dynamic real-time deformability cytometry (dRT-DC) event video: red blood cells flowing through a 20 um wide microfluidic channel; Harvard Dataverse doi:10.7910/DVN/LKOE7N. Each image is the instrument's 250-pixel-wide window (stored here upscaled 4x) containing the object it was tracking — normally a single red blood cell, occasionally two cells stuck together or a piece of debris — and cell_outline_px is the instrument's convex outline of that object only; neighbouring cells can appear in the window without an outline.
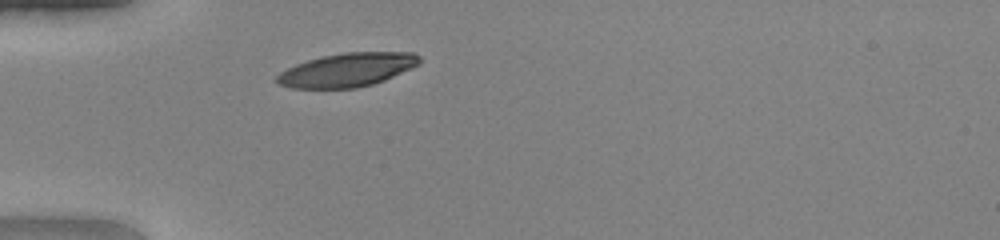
{"species": "human", "species_latin": "Homo sapiens", "temperature_condition": "warm", "stored_images_in_passage": 28, "camera_frame_rate_fps": 3000, "um_per_image_px": 0.085, "donor": {"sex": "female"}, "frame": {"image": 1, "passage_image": 1, "time_ms": 0.0, "image_size_px": [1000, 240], "cell_outline_px": [[420, 64], [412, 68], [384, 80], [372, 84], [356, 88], [292, 88], [280, 84], [272, 80], [280, 72], [296, 64], [320, 56], [344, 52], [412, 52], [420, 56]], "centroid_in_image_um": [29.5, 5.93], "position_along_channel_um": 55.5, "area_um2": 28.03}}
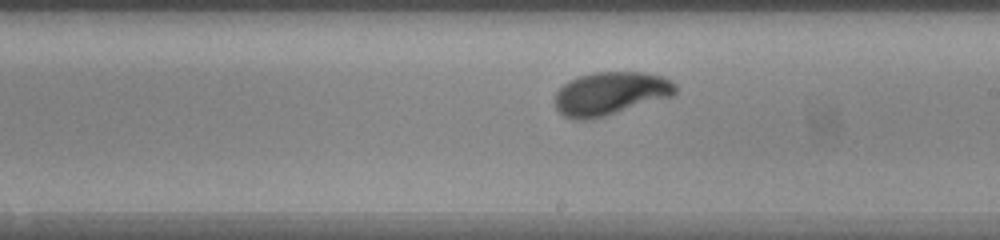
{"frame": {"image": 2, "passage_image": 15, "time_ms": 4.667, "image_size_px": [1000, 240], "cell_outline_px": [[676, 92], [672, 96], [604, 116], [588, 120], [572, 120], [564, 116], [556, 108], [556, 92], [568, 80], [592, 72], [648, 72], [672, 80], [676, 84]], "centroid_in_image_um": [51.88, 7.94], "position_along_channel_um": 237.1, "area_um2": 30.29}}
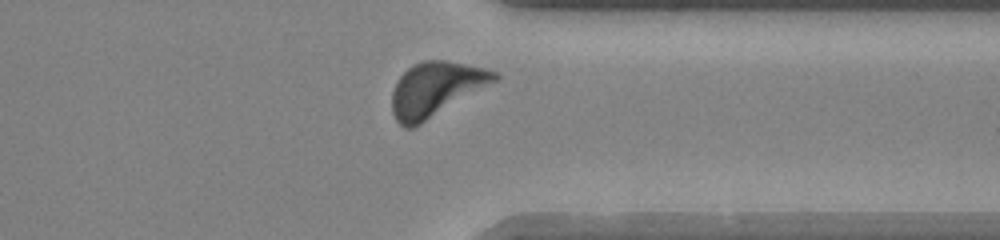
{"frame": {"image": 3, "passage_image": 25, "time_ms": 8.0, "image_size_px": [1000, 240], "cell_outline_px": [[500, 76], [496, 80], [420, 124], [412, 128], [404, 128], [396, 120], [392, 112], [392, 92], [396, 80], [412, 64], [424, 60], [444, 60], [484, 68], [500, 72]], "centroid_in_image_um": [37.0, 7.56], "position_along_channel_um": 374.4, "area_um2": 32.02}, "authors_computed_cell_mechanics": {"area_um2": 29.7959, "velocity_mm_per_s": 4.1415, "shape_relaxation_time_tau1_ms": 2.424, "shape_relaxation_time_tau2_ms": null, "deformation_change_tau1": 0.1688, "deformation_change_tau2": null}}